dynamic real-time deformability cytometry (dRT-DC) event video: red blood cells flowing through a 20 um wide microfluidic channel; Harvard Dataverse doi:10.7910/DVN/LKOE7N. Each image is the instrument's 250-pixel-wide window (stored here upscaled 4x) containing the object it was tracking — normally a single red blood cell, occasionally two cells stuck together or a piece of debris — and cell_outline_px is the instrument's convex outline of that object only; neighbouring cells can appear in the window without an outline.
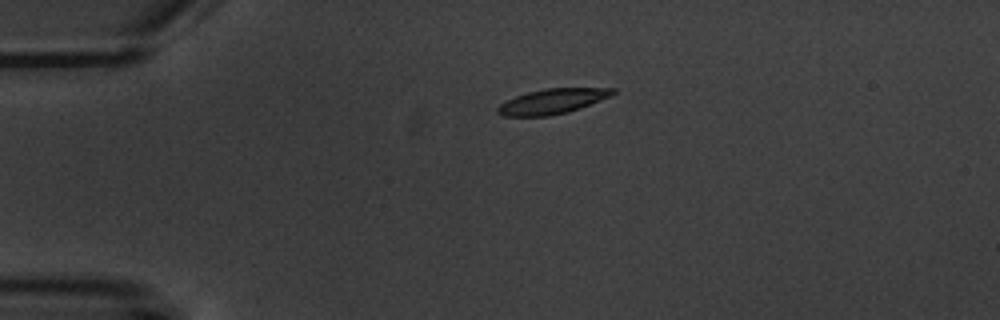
{"species": "common noctule bat (a hibernating species)", "species_latin": "Nyctalus noctula", "temperature_condition": "warm", "stored_images_in_passage": 2, "camera_frame_rate_fps": 3000, "um_per_image_px": 0.085, "animal": {"sex": "male", "body_mass_g": 20.1, "forearm_length_mm": 53.5}, "frame": {"image": 1, "passage_image": 1, "time_ms": 0.0, "image_size_px": [1000, 320], "cell_outline_px": [[616, 92], [612, 96], [580, 108], [568, 112], [548, 116], [500, 116], [496, 112], [496, 108], [500, 104], [516, 96], [528, 92], [548, 88], [616, 88]], "centroid_in_image_um": [46.96, 8.62], "position_along_channel_um": 38.0, "area_um2": 16.82}}